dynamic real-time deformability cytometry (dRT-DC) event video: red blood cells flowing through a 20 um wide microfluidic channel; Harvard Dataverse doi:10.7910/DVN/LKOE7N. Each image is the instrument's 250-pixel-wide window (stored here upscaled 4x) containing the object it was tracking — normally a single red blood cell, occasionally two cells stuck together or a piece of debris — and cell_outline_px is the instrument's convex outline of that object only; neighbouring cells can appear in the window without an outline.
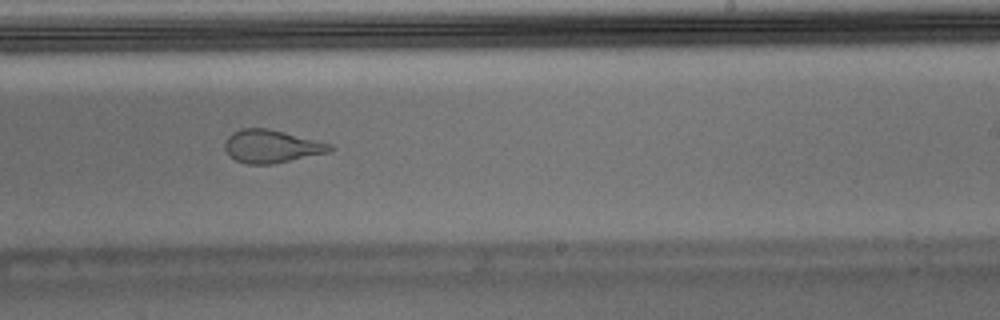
{"species": "Egyptian fruit bat (a non-hibernating species)", "species_latin": "Rousettus aegyptiacus", "temperature_condition": "warm", "stored_images_in_passage": 51, "camera_frame_rate_fps": 3000, "um_per_image_px": 0.085, "animal": {"sex": "male"}, "frame": {"image": 1, "passage_image": 30, "time_ms": 9.667, "image_size_px": [1000, 320], "cell_outline_px": [[336, 148], [328, 152], [272, 164], [248, 164], [236, 160], [224, 148], [224, 144], [228, 136], [232, 132], [240, 128], [268, 128], [332, 144]], "centroid_in_image_um": [23.07, 12.43], "position_along_channel_um": 265.9, "area_um2": 20.0}}
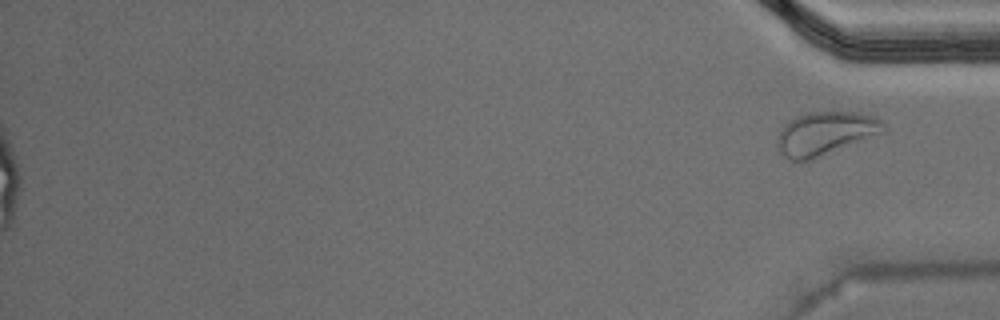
{"frame": {"image": 2, "passage_image": 51, "time_ms": 16.667, "image_size_px": [1000, 320], "cell_outline_px": [[884, 128], [880, 132], [808, 160], [792, 160], [784, 156], [780, 152], [776, 144], [776, 136], [796, 116], [808, 112], [856, 112], [876, 116], [880, 120]], "centroid_in_image_um": [70.08, 11.31], "position_along_channel_um": 365.1, "area_um2": 25.66}}